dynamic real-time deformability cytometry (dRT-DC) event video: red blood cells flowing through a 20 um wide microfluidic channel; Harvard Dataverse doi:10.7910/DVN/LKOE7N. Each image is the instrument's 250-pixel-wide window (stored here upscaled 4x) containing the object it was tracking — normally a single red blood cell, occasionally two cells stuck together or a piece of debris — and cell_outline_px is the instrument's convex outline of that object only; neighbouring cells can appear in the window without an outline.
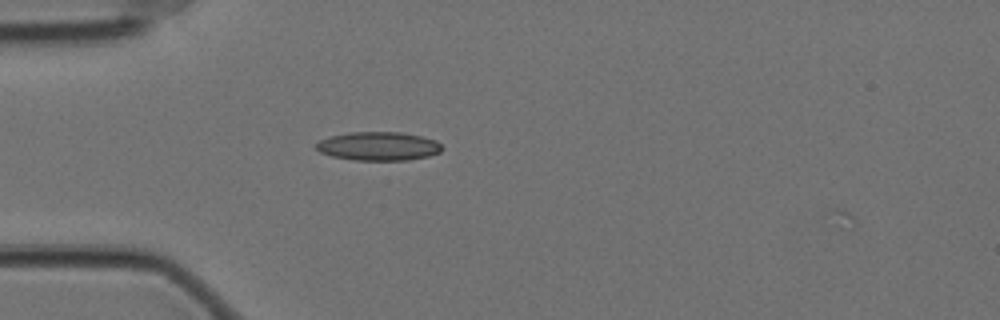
{"species": "Egyptian fruit bat (a non-hibernating species)", "species_latin": "Rousettus aegyptiacus", "temperature_condition": "cold", "stored_images_in_passage": 3, "camera_frame_rate_fps": 3000, "um_per_image_px": 0.085, "animal": {"sex": "female"}, "frame": {"image": 1, "passage_image": 1, "time_ms": 0.0, "image_size_px": [1000, 320], "cell_outline_px": [[444, 148], [440, 152], [428, 156], [408, 160], [356, 160], [332, 156], [320, 152], [316, 148], [316, 144], [320, 140], [332, 136], [348, 132], [400, 132], [420, 136], [436, 140]], "centroid_in_image_um": [32.19, 12.42], "position_along_channel_um": 52.8, "area_um2": 20.92}}